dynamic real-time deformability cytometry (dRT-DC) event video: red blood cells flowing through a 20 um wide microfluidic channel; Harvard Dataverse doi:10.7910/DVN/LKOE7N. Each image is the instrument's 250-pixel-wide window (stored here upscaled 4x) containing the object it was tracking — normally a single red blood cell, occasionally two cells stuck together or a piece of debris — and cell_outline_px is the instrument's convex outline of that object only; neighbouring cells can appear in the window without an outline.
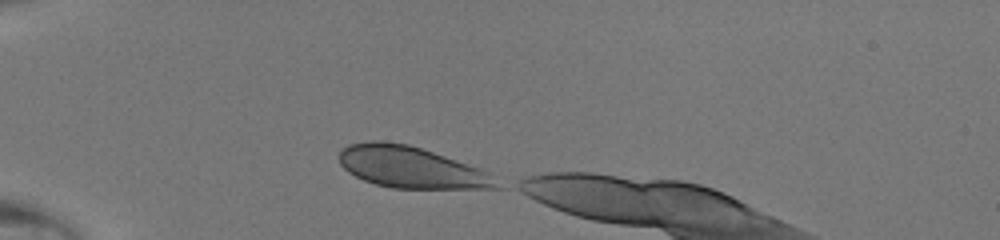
{"species": "human", "species_latin": "Homo sapiens", "temperature_condition": "room temperature", "stored_images_in_passage": 35, "camera_frame_rate_fps": 3000, "um_per_image_px": 0.085, "donor": {"sex": "male"}, "frame": {"image": 1, "passage_image": 1, "time_ms": 0.0, "image_size_px": [1000, 240], "cell_outline_px": [[504, 188], [392, 188], [376, 184], [364, 180], [348, 172], [340, 164], [340, 152], [348, 144], [372, 140], [380, 140], [408, 144], [444, 156], [488, 172]], "centroid_in_image_um": [34.9, 14.22], "position_along_channel_um": 50.1, "area_um2": 37.51}}
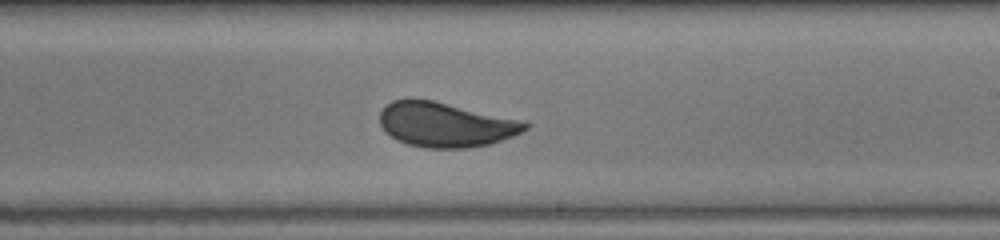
{"frame": {"image": 2, "passage_image": 17, "time_ms": 5.333, "image_size_px": [1000, 240], "cell_outline_px": [[532, 124], [528, 128], [512, 136], [492, 144], [468, 148], [424, 148], [408, 144], [396, 140], [380, 124], [380, 112], [392, 100], [408, 96], [432, 100], [528, 120]], "centroid_in_image_um": [37.93, 10.57], "position_along_channel_um": 251.1, "area_um2": 38.61}}
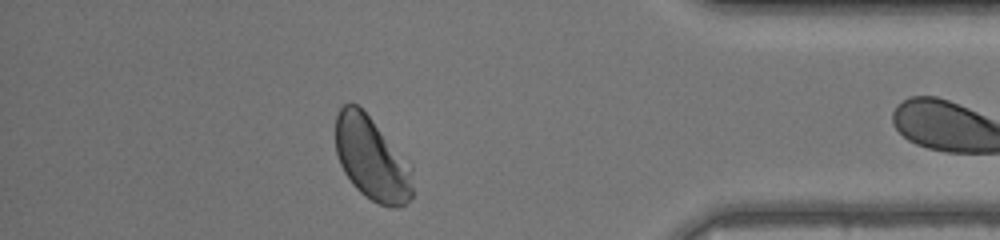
{"frame": {"image": 3, "passage_image": 29, "time_ms": 9.333, "image_size_px": [1000, 240], "cell_outline_px": [[412, 196], [400, 208], [392, 208], [380, 204], [364, 196], [352, 184], [344, 172], [340, 164], [336, 152], [336, 116], [340, 108], [344, 104], [356, 104], [368, 116], [412, 164]], "centroid_in_image_um": [31.61, 13.52], "position_along_channel_um": 403.6, "area_um2": 37.34}}